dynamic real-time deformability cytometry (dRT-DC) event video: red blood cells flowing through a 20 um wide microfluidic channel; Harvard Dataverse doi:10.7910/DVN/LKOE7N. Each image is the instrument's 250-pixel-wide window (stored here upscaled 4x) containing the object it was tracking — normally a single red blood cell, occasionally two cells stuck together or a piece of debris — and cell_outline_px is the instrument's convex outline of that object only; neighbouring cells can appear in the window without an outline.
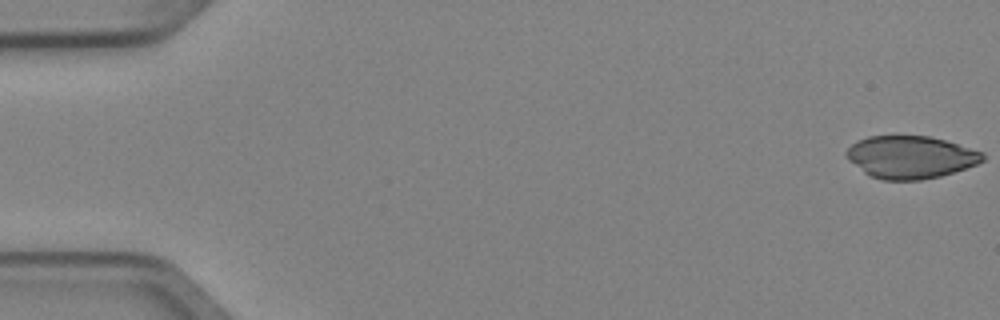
{"species": "Egyptian fruit bat (a non-hibernating species)", "species_latin": "Rousettus aegyptiacus", "temperature_condition": "cold", "stored_images_in_passage": 5, "camera_frame_rate_fps": 3000, "um_per_image_px": 0.085, "animal": {"sex": "female"}, "frame": {"image": 1, "passage_image": 1, "time_ms": 0.0, "image_size_px": [1000, 320], "cell_outline_px": [[984, 160], [976, 164], [940, 176], [920, 180], [880, 180], [868, 176], [844, 152], [852, 144], [868, 136], [928, 136], [944, 140], [984, 152]], "centroid_in_image_um": [77.41, 13.36], "position_along_channel_um": 7.6, "area_um2": 33.35}}